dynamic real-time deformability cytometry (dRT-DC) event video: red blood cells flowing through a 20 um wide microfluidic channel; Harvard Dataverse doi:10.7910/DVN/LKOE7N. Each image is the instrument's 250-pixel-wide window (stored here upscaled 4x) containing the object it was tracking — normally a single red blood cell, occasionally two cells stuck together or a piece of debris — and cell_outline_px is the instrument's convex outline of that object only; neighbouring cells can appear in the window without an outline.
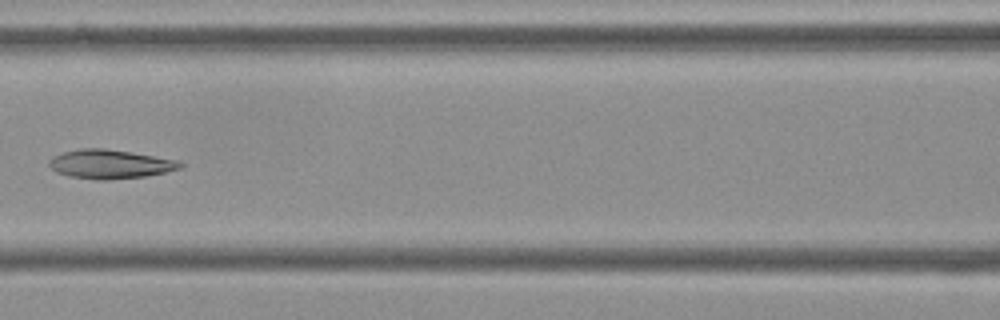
{"species": "Egyptian fruit bat (a non-hibernating species)", "species_latin": "Rousettus aegyptiacus", "temperature_condition": "cold", "stored_images_in_passage": 7, "camera_frame_rate_fps": 3000, "um_per_image_px": 0.085, "frame": {"image": 1, "passage_image": 7, "time_ms": 2.0, "image_size_px": [1000, 320], "cell_outline_px": [[184, 164], [180, 168], [164, 172], [144, 176], [108, 180], [100, 180], [68, 176], [56, 172], [48, 164], [48, 160], [52, 156], [64, 152], [80, 148], [104, 148], [132, 152], [180, 160]], "centroid_in_image_um": [9.34, 13.94], "position_along_channel_um": 157.3, "area_um2": 22.2}}